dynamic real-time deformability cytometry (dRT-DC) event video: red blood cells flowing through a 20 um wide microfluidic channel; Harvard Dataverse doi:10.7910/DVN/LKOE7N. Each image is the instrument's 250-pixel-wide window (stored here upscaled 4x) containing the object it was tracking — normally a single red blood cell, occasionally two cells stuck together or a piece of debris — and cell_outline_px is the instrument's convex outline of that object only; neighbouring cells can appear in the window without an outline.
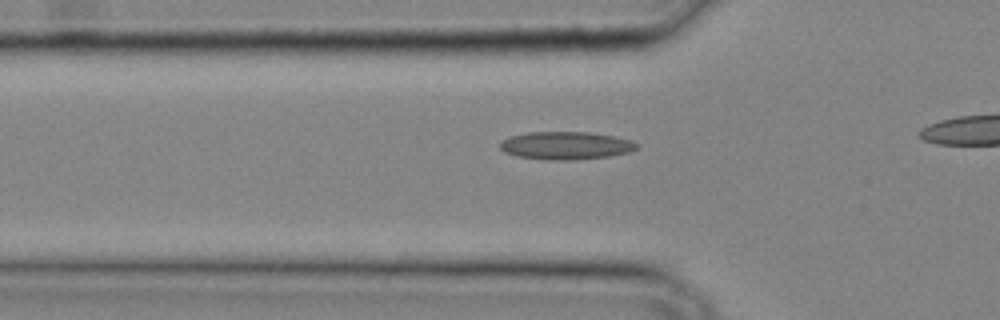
{"species": "common noctule bat (a hibernating species)", "species_latin": "Nyctalus noctula", "temperature_condition": "cold", "stored_images_in_passage": 11, "camera_frame_rate_fps": 3000, "um_per_image_px": 0.085, "animal": {"sex": "male", "body_mass_g": 20.4}, "frame": {"image": 1, "passage_image": 7, "time_ms": 2.0, "image_size_px": [1000, 320], "cell_outline_px": [[640, 144], [636, 148], [628, 152], [608, 156], [572, 160], [544, 160], [516, 156], [504, 152], [500, 148], [500, 140], [508, 136], [528, 132], [588, 132], [612, 136], [632, 140]], "centroid_in_image_um": [48.04, 12.37], "position_along_channel_um": 77.8, "area_um2": 22.31}}
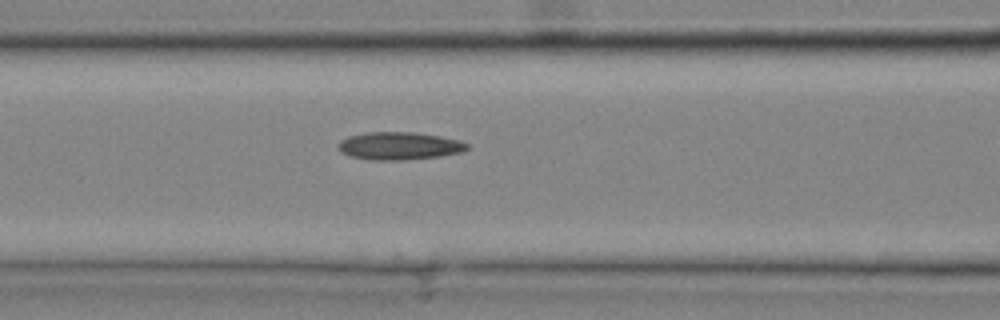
{"frame": {"image": 2, "passage_image": 10, "time_ms": 3.0, "image_size_px": [1000, 320], "cell_outline_px": [[468, 148], [464, 152], [440, 156], [408, 160], [372, 160], [348, 156], [340, 152], [336, 144], [340, 140], [348, 136], [368, 132], [412, 132], [440, 136], [460, 140], [468, 144]], "centroid_in_image_um": [33.91, 12.41], "position_along_channel_um": 132.7, "area_um2": 21.1}}